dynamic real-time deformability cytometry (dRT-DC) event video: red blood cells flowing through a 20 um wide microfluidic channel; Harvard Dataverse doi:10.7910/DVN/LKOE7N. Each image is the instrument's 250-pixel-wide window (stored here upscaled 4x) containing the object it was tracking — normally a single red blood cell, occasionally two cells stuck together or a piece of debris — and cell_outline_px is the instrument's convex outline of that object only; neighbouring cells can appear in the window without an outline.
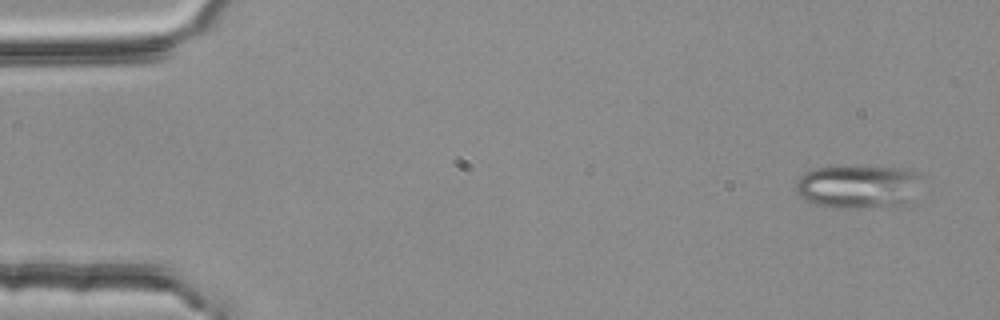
{"species": "common noctule bat (a hibernating species)", "species_latin": "Nyctalus noctula", "temperature_condition": "room temperature", "stored_images_in_passage": 4, "camera_frame_rate_fps": 3000, "um_per_image_px": 0.085, "animal": {"sex": "female", "body_mass_g": 25.1}, "frame": {"image": 1, "passage_image": 1, "time_ms": 0.0, "image_size_px": [1000, 320], "cell_outline_px": [[916, 176], [908, 200], [896, 208], [832, 208], [816, 204], [804, 200], [796, 192], [796, 180], [800, 176], [816, 168], [908, 168], [916, 172]], "centroid_in_image_um": [72.82, 15.91], "position_along_channel_um": 12.2, "area_um2": 30.87}}